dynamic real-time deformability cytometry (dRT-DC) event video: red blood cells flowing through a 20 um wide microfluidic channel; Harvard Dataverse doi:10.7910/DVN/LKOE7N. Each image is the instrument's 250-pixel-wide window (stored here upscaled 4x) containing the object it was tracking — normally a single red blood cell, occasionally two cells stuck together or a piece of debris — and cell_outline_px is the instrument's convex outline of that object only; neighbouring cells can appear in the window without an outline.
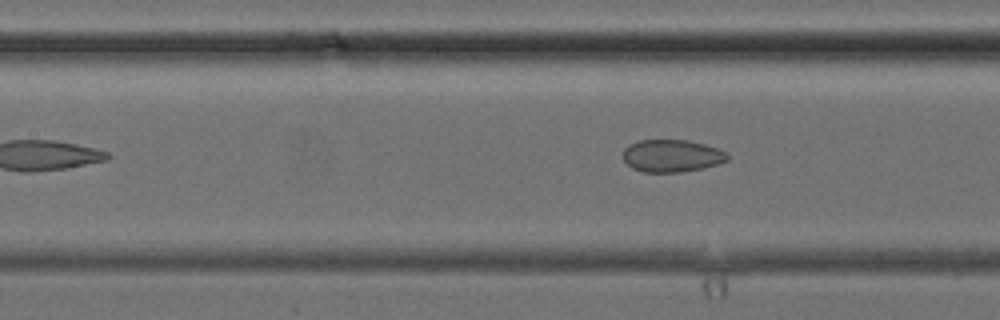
{"species": "common noctule bat (a hibernating species)", "species_latin": "Nyctalus noctula", "temperature_condition": "cold", "stored_images_in_passage": 4, "camera_frame_rate_fps": 3000, "um_per_image_px": 0.085, "animal": {"sex": "female", "body_mass_g": 24.6, "forearm_length_mm": 56.2}, "frame": {"image": 1, "passage_image": 4, "time_ms": 3.667, "image_size_px": [1000, 320], "cell_outline_px": [[728, 160], [704, 168], [680, 172], [644, 172], [632, 168], [624, 160], [624, 148], [628, 144], [640, 140], [688, 140], [704, 144], [716, 148], [724, 152], [728, 156]], "centroid_in_image_um": [57.08, 13.24], "position_along_channel_um": 150.3, "area_um2": 19.59}}